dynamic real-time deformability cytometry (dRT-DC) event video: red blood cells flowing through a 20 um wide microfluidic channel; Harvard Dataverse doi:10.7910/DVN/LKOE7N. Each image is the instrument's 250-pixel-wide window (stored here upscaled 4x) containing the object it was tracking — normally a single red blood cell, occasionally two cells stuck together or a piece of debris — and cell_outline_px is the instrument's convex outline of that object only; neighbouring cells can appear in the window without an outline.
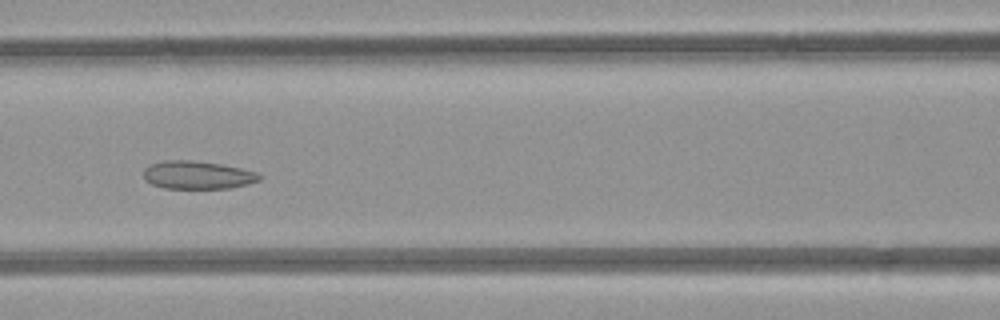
{"species": "common noctule bat (a hibernating species)", "species_latin": "Nyctalus noctula", "temperature_condition": "room temperature", "stored_images_in_passage": 6, "camera_frame_rate_fps": 3000, "um_per_image_px": 0.085, "animal": {"sex": "female", "body_mass_g": 21.9}, "frame": {"image": 1, "passage_image": 6, "time_ms": 5.667, "image_size_px": [1000, 320], "cell_outline_px": [[260, 180], [248, 184], [228, 188], [164, 188], [152, 184], [144, 180], [144, 168], [148, 164], [164, 160], [192, 160], [220, 164], [260, 172]], "centroid_in_image_um": [16.77, 14.87], "position_along_channel_um": 149.8, "area_um2": 19.02}}